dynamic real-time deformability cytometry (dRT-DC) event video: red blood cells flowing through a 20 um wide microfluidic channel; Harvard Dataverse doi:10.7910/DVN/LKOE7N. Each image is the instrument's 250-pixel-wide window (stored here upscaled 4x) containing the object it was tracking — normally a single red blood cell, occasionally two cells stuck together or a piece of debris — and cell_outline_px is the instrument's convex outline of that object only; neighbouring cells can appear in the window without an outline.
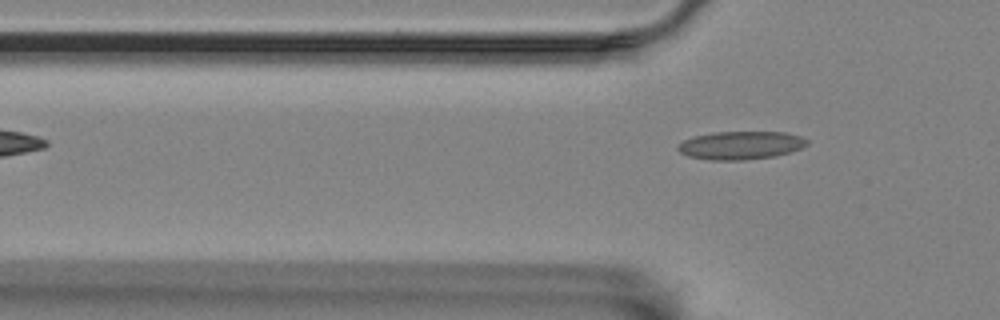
{"species": "Egyptian fruit bat (a non-hibernating species)", "species_latin": "Rousettus aegyptiacus", "temperature_condition": "room temperature", "stored_images_in_passage": 4, "camera_frame_rate_fps": 3000, "um_per_image_px": 0.085, "animal": {"sex": "female"}, "frame": {"image": 1, "passage_image": 3, "time_ms": 3.333, "image_size_px": [1000, 320], "cell_outline_px": [[808, 144], [800, 148], [776, 156], [744, 160], [708, 160], [688, 156], [680, 152], [676, 148], [684, 140], [692, 136], [712, 132], [784, 132], [800, 136], [808, 140]], "centroid_in_image_um": [62.93, 12.35], "position_along_channel_um": 62.9, "area_um2": 21.21}}
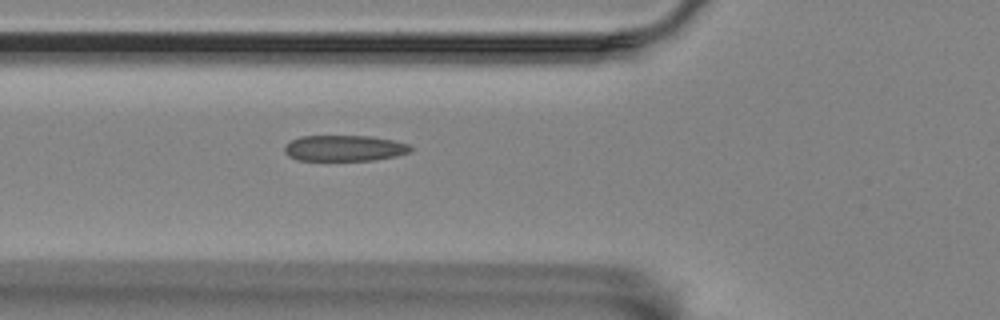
{"frame": {"image": 2, "passage_image": 4, "time_ms": 4.333, "image_size_px": [1000, 320], "cell_outline_px": [[412, 148], [408, 152], [392, 156], [372, 160], [296, 160], [288, 156], [284, 152], [284, 144], [300, 136], [372, 136], [392, 140], [408, 144]], "centroid_in_image_um": [29.19, 12.59], "position_along_channel_um": 96.6, "area_um2": 18.9}}